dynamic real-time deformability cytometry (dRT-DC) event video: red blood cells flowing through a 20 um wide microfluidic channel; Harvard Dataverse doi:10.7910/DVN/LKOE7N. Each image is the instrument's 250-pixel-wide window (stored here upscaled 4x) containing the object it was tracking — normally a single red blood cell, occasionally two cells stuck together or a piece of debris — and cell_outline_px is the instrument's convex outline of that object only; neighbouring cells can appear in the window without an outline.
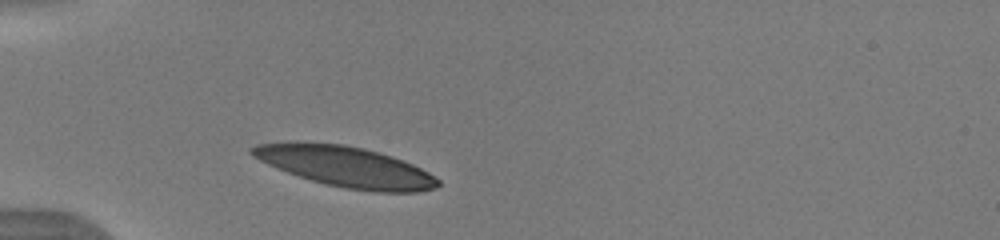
{"species": "human", "species_latin": "Homo sapiens", "temperature_condition": "warm", "stored_images_in_passage": 34, "camera_frame_rate_fps": 3000, "um_per_image_px": 0.085, "donor": {"sex": "male"}, "frame": {"image": 1, "passage_image": 1, "time_ms": 0.0, "image_size_px": [1000, 240], "cell_outline_px": [[440, 184], [436, 188], [420, 192], [376, 192], [344, 188], [312, 180], [288, 172], [268, 164], [252, 156], [248, 152], [248, 148], [256, 144], [288, 140], [344, 144], [364, 148], [392, 156], [412, 164], [428, 172], [440, 180]], "centroid_in_image_um": [29.34, 14.14], "position_along_channel_um": 55.7, "area_um2": 44.22}}
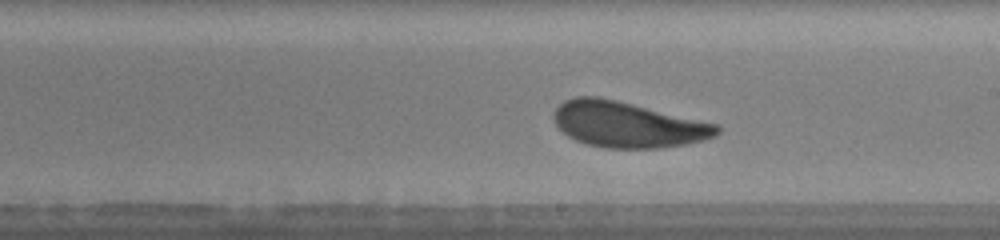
{"frame": {"image": 2, "passage_image": 16, "time_ms": 5.0, "image_size_px": [1000, 240], "cell_outline_px": [[720, 132], [716, 136], [688, 144], [660, 148], [608, 148], [588, 144], [576, 140], [568, 136], [556, 124], [552, 116], [556, 108], [564, 100], [576, 96], [600, 96], [720, 124]], "centroid_in_image_um": [53.38, 10.57], "position_along_channel_um": 235.6, "area_um2": 43.7}}
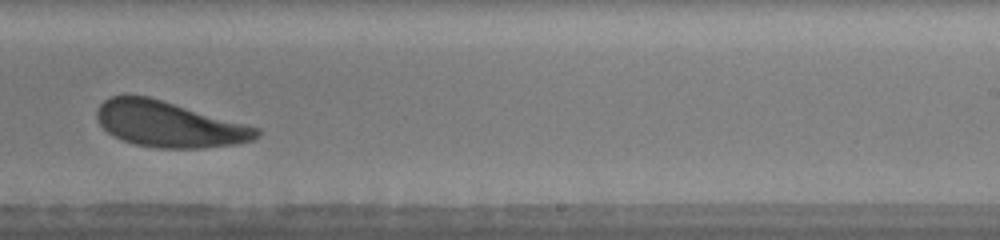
{"frame": {"image": 3, "passage_image": 19, "time_ms": 6.0, "image_size_px": [1000, 240], "cell_outline_px": [[260, 136], [252, 140], [236, 144], [204, 148], [156, 148], [136, 144], [124, 140], [108, 132], [100, 124], [96, 116], [96, 112], [100, 104], [104, 100], [112, 96], [148, 96], [260, 128]], "centroid_in_image_um": [14.39, 10.57], "position_along_channel_um": 274.6, "area_um2": 42.14}, "authors_computed_cell_mechanics": {"area_um2": 43.7546, "velocity_mm_per_s": 3.9299, "shape_relaxation_time_tau1_ms": 2.6012, "shape_relaxation_time_tau2_ms": 2.2964, "deformation_change_tau1": 0.1142, "deformation_change_tau2": 0.1049}}